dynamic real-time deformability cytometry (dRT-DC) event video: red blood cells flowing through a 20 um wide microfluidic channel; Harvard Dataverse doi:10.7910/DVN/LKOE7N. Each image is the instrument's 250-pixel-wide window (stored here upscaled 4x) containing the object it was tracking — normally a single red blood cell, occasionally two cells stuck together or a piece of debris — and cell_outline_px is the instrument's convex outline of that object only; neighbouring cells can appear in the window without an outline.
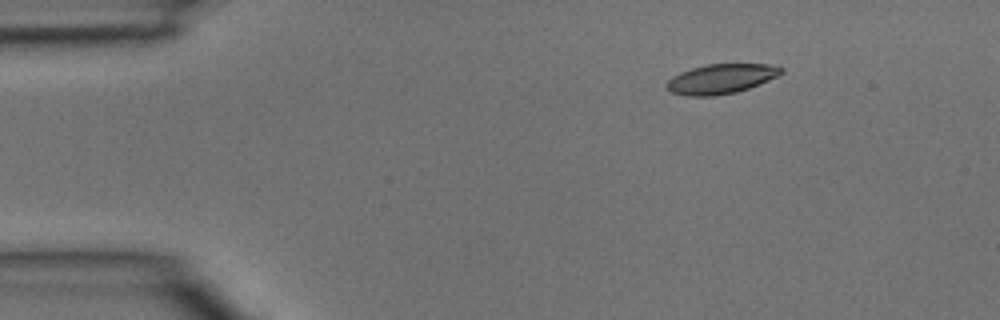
{"species": "common noctule bat (a hibernating species)", "species_latin": "Nyctalus noctula", "temperature_condition": "room temperature", "stored_images_in_passage": 4, "camera_frame_rate_fps": 3000, "um_per_image_px": 0.085, "animal": {"sex": "male", "body_mass_g": 15.6}, "frame": {"image": 1, "passage_image": 1, "time_ms": 0.0, "image_size_px": [1000, 320], "cell_outline_px": [[784, 72], [780, 76], [748, 88], [736, 92], [712, 96], [684, 96], [672, 92], [664, 84], [672, 76], [680, 72], [692, 68], [708, 64], [768, 64], [784, 68]], "centroid_in_image_um": [61.3, 6.7], "position_along_channel_um": 23.7, "area_um2": 19.88}}
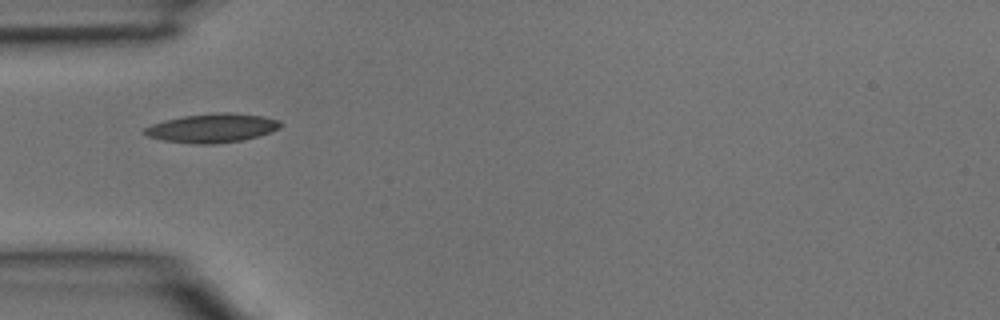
{"frame": {"image": 2, "passage_image": 3, "time_ms": 0.667, "image_size_px": [1000, 320], "cell_outline_px": [[280, 128], [256, 136], [240, 140], [212, 144], [196, 144], [164, 140], [148, 136], [144, 132], [144, 128], [152, 124], [164, 120], [184, 116], [216, 112], [228, 112], [264, 116], [280, 120]], "centroid_in_image_um": [18.03, 10.87], "position_along_channel_um": 67.0, "area_um2": 22.6}}